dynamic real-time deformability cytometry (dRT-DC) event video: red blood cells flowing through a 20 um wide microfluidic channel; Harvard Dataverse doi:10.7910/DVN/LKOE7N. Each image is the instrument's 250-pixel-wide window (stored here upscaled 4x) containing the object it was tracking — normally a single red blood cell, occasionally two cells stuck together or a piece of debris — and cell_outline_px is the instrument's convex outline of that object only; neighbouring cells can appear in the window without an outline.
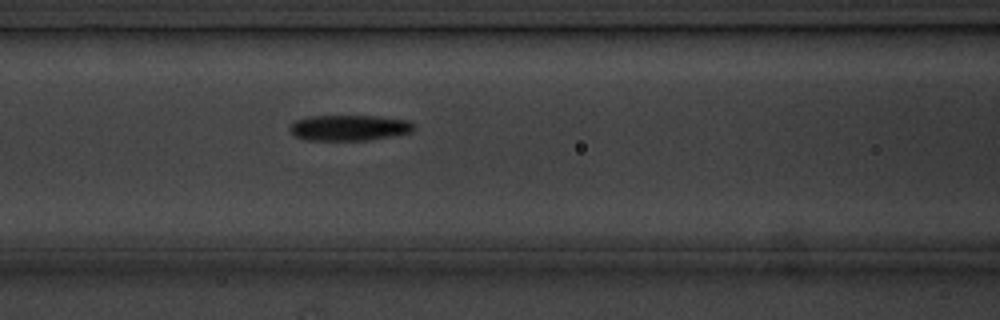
{"species": "common noctule bat (a hibernating species)", "species_latin": "Nyctalus noctula", "temperature_condition": "cold", "stored_images_in_passage": 40, "camera_frame_rate_fps": 3000, "um_per_image_px": 0.085, "animal": {"sex": "male", "body_mass_g": 20.1, "forearm_length_mm": 53.5}, "frame": {"image": 1, "passage_image": 7, "time_ms": 2.0, "image_size_px": [1000, 320], "cell_outline_px": [[416, 128], [412, 132], [368, 140], [308, 140], [292, 136], [288, 128], [296, 120], [308, 116], [380, 116], [408, 120], [416, 124]], "centroid_in_image_um": [29.69, 10.86], "position_along_channel_um": 136.9, "area_um2": 18.79}}
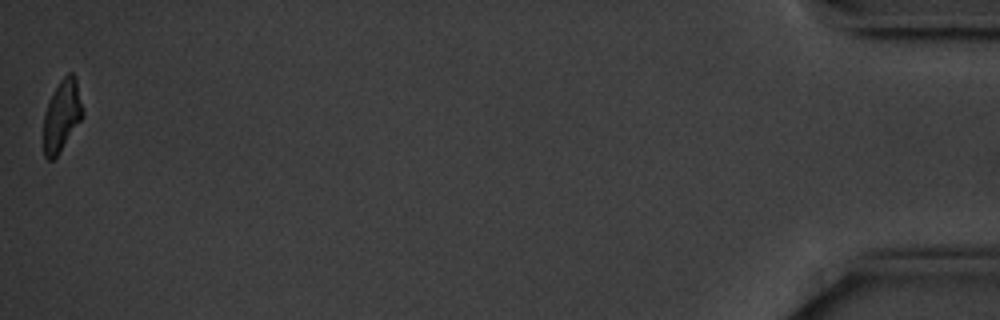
{"frame": {"image": 2, "passage_image": 40, "time_ms": 13.0, "image_size_px": [1000, 320], "cell_outline_px": [[84, 116], [56, 156], [52, 160], [48, 160], [44, 156], [44, 112], [60, 80], [68, 72], [72, 72], [76, 76], [84, 112]], "centroid_in_image_um": [5.28, 9.8], "position_along_channel_um": 429.9, "area_um2": 16.13}, "authors_computed_cell_mechanics": {"area_um2": 18.4093, "velocity_mm_per_s": 3.54, "shape_relaxation_time_tau1_ms": 3.6496, "shape_relaxation_time_tau2_ms": 9.3166, "deformation_change_tau1": 0.1333, "deformation_change_tau2": 0.1697}}